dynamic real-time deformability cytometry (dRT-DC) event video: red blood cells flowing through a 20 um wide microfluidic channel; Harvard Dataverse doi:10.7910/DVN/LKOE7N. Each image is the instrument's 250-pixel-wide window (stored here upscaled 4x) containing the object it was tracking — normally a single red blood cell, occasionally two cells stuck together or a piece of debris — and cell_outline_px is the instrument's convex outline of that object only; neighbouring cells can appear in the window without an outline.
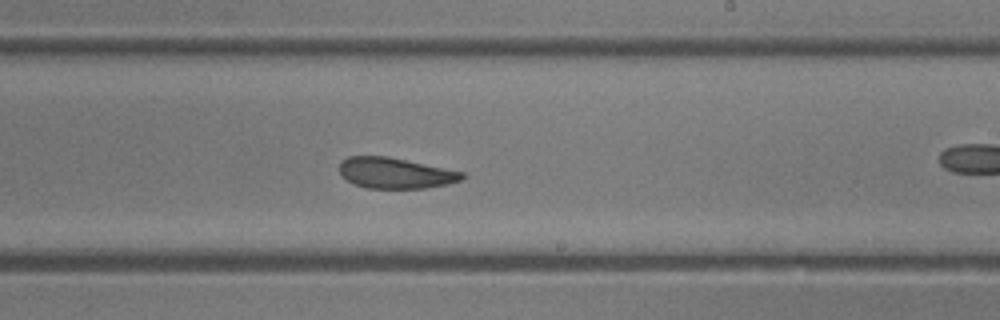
{"species": "common noctule bat (a hibernating species)", "species_latin": "Nyctalus noctula", "temperature_condition": "room temperature", "stored_images_in_passage": 36, "camera_frame_rate_fps": 3000, "um_per_image_px": 0.085, "animal": {"sex": "female"}, "frame": {"image": 1, "passage_image": 21, "time_ms": 6.667, "image_size_px": [1000, 320], "cell_outline_px": [[464, 176], [460, 180], [448, 184], [424, 188], [364, 188], [340, 176], [340, 160], [348, 156], [388, 156], [464, 172]], "centroid_in_image_um": [33.57, 14.7], "position_along_channel_um": 255.4, "area_um2": 21.96}}